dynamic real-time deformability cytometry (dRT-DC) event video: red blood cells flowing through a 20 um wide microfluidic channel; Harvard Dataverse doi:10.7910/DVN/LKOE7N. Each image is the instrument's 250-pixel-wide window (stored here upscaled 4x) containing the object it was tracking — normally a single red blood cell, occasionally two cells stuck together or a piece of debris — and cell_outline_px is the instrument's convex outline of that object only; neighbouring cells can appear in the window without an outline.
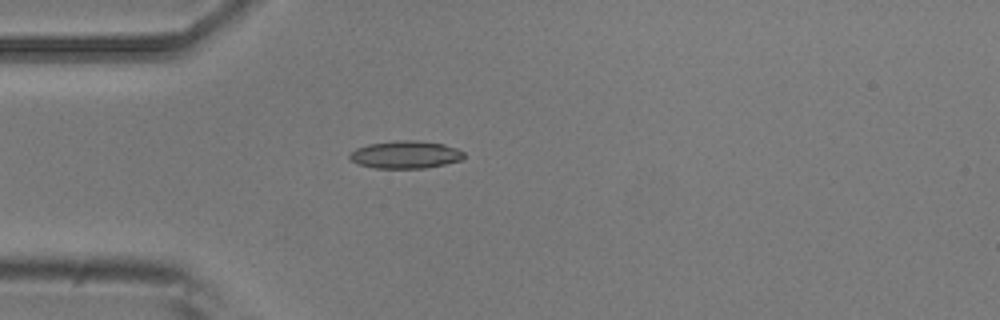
{"species": "common noctule bat (a hibernating species)", "species_latin": "Nyctalus noctula", "temperature_condition": "room temperature", "stored_images_in_passage": 1, "camera_frame_rate_fps": 3000, "um_per_image_px": 0.085, "animal": {"sex": "male", "body_mass_g": 20.5, "forearm_length_mm": 52.5}, "frame": {"image": 1, "passage_image": 1, "time_ms": 0.0, "image_size_px": [1000, 320], "cell_outline_px": [[464, 156], [460, 160], [444, 164], [424, 168], [376, 168], [360, 164], [352, 160], [348, 156], [356, 148], [368, 144], [396, 140], [412, 140], [444, 144], [456, 148], [464, 152]], "centroid_in_image_um": [34.47, 13.14], "position_along_channel_um": 50.5, "area_um2": 18.15}}